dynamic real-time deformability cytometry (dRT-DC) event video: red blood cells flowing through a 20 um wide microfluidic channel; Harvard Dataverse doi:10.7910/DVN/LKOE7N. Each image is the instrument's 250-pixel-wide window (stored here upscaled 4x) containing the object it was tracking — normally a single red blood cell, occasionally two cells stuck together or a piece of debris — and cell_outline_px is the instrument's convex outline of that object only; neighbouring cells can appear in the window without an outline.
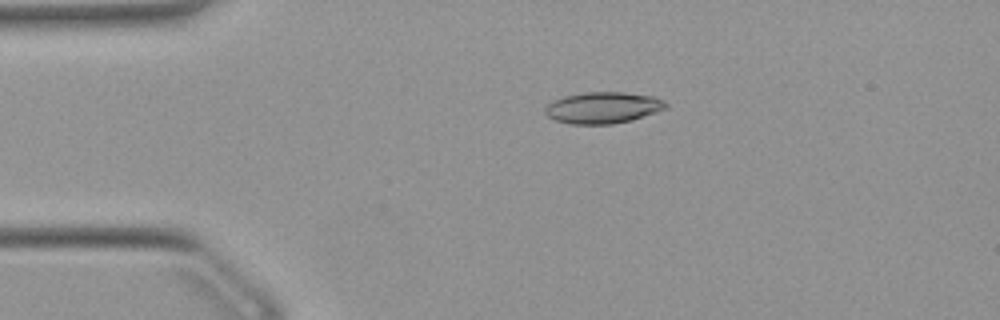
{"species": "Egyptian fruit bat (a non-hibernating species)", "species_latin": "Rousettus aegyptiacus", "temperature_condition": "warm", "stored_images_in_passage": 43, "camera_frame_rate_fps": 3000, "um_per_image_px": 0.085, "animal": {"sex": "female"}, "frame": {"image": 1, "passage_image": 2, "time_ms": 0.333, "image_size_px": [1000, 320], "cell_outline_px": [[668, 108], [632, 120], [612, 124], [568, 124], [556, 120], [548, 116], [544, 112], [544, 108], [552, 100], [564, 96], [584, 92], [624, 92], [652, 96], [668, 104]], "centroid_in_image_um": [51.22, 9.15], "position_along_channel_um": 33.8, "area_um2": 22.14}}
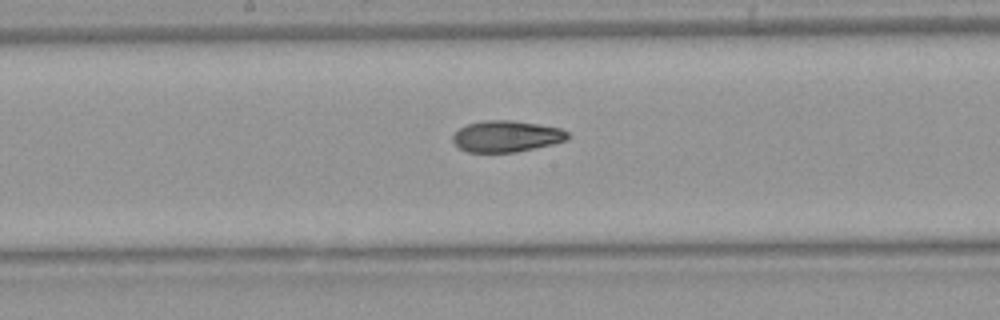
{"frame": {"image": 2, "passage_image": 18, "time_ms": 5.667, "image_size_px": [1000, 320], "cell_outline_px": [[568, 140], [552, 144], [516, 152], [468, 152], [460, 148], [452, 140], [452, 136], [460, 128], [468, 124], [484, 120], [512, 120], [560, 128], [568, 132]], "centroid_in_image_um": [43.04, 11.58], "position_along_channel_um": 205.2, "area_um2": 20.81}}
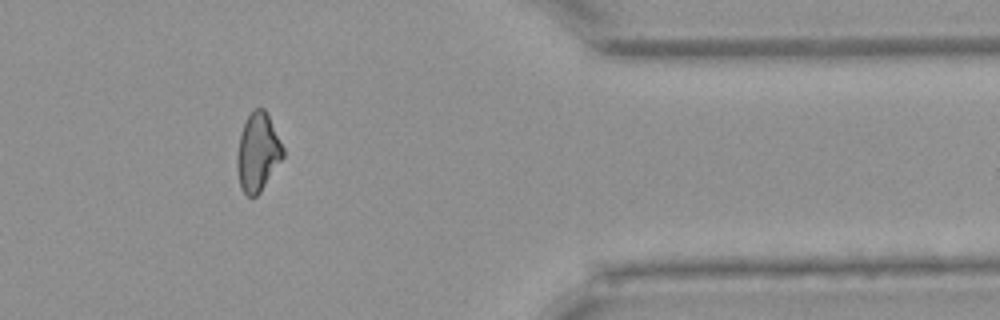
{"frame": {"image": 3, "passage_image": 34, "time_ms": 11.0, "image_size_px": [1000, 320], "cell_outline_px": [[284, 156], [260, 192], [256, 196], [248, 196], [240, 188], [236, 168], [236, 156], [240, 136], [244, 124], [248, 116], [256, 108], [264, 108], [284, 148]], "centroid_in_image_um": [21.9, 12.97], "position_along_channel_um": 389.5, "area_um2": 20.69}, "authors_computed_cell_mechanics": {"area_um2": 21.386, "velocity_mm_per_s": 3.9277, "shape_relaxation_time_tau1_ms": null, "shape_relaxation_time_tau2_ms": 4.6322, "deformation_change_tau1": null, "deformation_change_tau2": 0.1111}}